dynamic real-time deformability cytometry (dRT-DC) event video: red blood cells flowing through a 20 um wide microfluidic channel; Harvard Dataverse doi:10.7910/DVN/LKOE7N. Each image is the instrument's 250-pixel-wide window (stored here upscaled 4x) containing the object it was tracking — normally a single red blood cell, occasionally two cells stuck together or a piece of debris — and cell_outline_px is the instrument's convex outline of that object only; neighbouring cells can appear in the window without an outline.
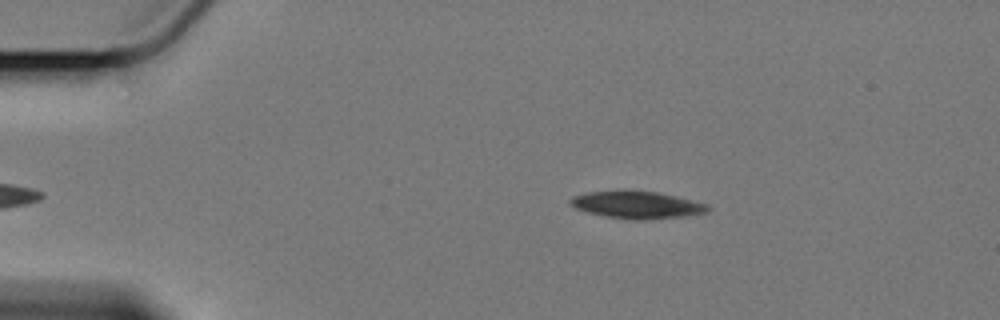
{"species": "Egyptian fruit bat (a non-hibernating species)", "species_latin": "Rousettus aegyptiacus", "temperature_condition": "cold", "stored_images_in_passage": 51, "camera_frame_rate_fps": 3000, "um_per_image_px": 0.085, "animal": {"sex": "female"}, "frame": {"image": 1, "passage_image": 3, "time_ms": 0.667, "image_size_px": [1000, 320], "cell_outline_px": [[712, 208], [708, 212], [688, 216], [644, 220], [632, 220], [604, 216], [588, 212], [576, 208], [568, 204], [568, 200], [572, 196], [588, 192], [656, 192], [676, 196], [708, 204]], "centroid_in_image_um": [54.18, 17.44], "position_along_channel_um": 30.8, "area_um2": 21.62}}
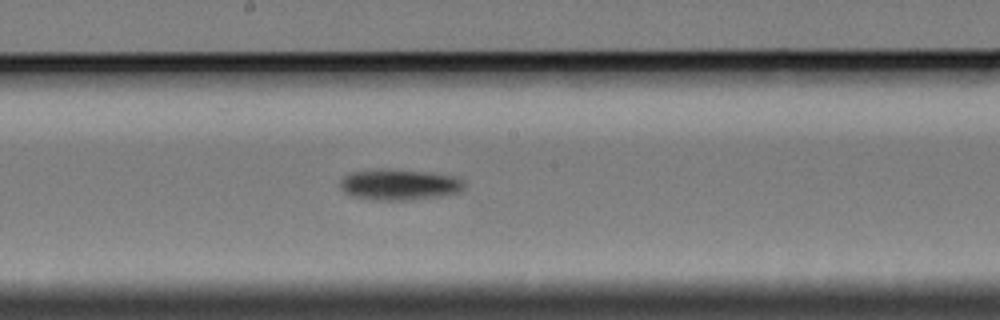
{"frame": {"image": 2, "passage_image": 24, "time_ms": 7.667, "image_size_px": [1000, 320], "cell_outline_px": [[464, 188], [460, 192], [444, 196], [408, 200], [372, 200], [352, 196], [344, 192], [340, 188], [340, 180], [348, 172], [384, 168], [424, 172], [452, 176], [464, 180]], "centroid_in_image_um": [33.91, 15.7], "position_along_channel_um": 214.3, "area_um2": 22.6}}
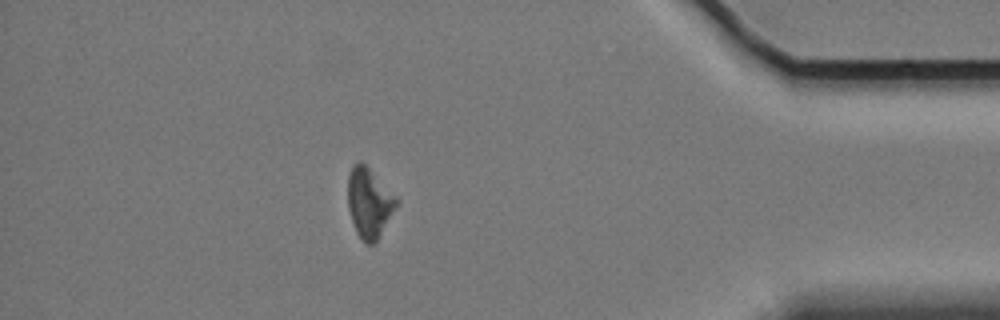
{"frame": {"image": 3, "passage_image": 44, "time_ms": 14.333, "image_size_px": [1000, 320], "cell_outline_px": [[400, 200], [376, 240], [372, 244], [364, 244], [356, 232], [348, 208], [348, 176], [352, 164], [360, 160]], "centroid_in_image_um": [31.36, 17.22], "position_along_channel_um": 403.8, "area_um2": 19.42}, "authors_computed_cell_mechanics": {"area_um2": 21.4438, "velocity_mm_per_s": 3.3993, "shape_relaxation_time_tau1_ms": 1.9341, "shape_relaxation_time_tau2_ms": null, "deformation_change_tau1": 0.1012, "deformation_change_tau2": null}}